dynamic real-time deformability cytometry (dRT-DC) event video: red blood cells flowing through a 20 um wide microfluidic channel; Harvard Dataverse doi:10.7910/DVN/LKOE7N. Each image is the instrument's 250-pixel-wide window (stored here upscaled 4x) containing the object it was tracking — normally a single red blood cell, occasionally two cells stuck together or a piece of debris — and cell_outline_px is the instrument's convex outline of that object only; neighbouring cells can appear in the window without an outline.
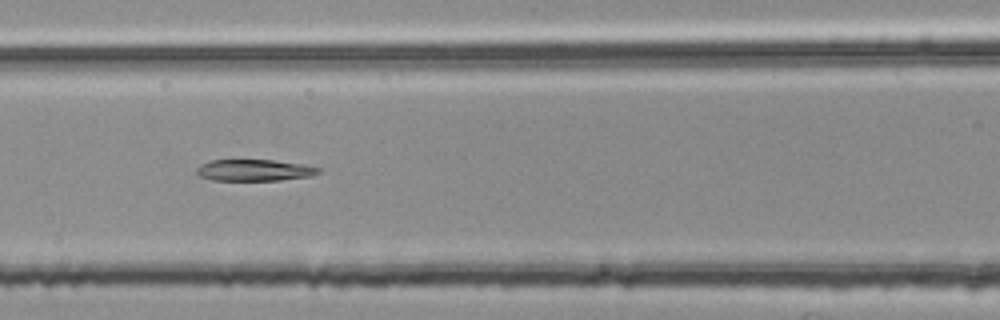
{"species": "common noctule bat (a hibernating species)", "species_latin": "Nyctalus noctula", "temperature_condition": "room temperature", "stored_images_in_passage": 46, "segment_of_instrument_passage": [2, 2], "camera_frame_rate_fps": 3000, "um_per_image_px": 0.085, "animal": {"sex": "female", "body_mass_g": 25.1}, "frame": {"image": 1, "passage_image": 15, "time_ms": 4.667, "image_size_px": [1000, 320], "cell_outline_px": [[320, 172], [312, 176], [280, 180], [212, 180], [200, 176], [196, 172], [196, 168], [200, 164], [212, 160], [272, 160], [304, 164], [320, 168]], "centroid_in_image_um": [21.62, 14.46], "position_along_channel_um": 145.0, "area_um2": 15.26}}
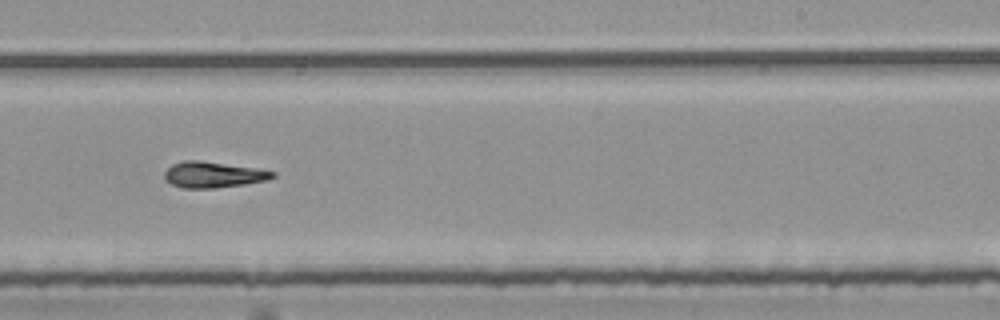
{"frame": {"image": 2, "passage_image": 25, "time_ms": 8.0, "image_size_px": [1000, 320], "cell_outline_px": [[276, 176], [268, 180], [244, 184], [216, 188], [184, 188], [172, 184], [164, 176], [164, 172], [172, 164], [184, 160], [200, 160], [260, 168], [276, 172]], "centroid_in_image_um": [18.17, 14.83], "position_along_channel_um": 270.8, "area_um2": 16.47}}
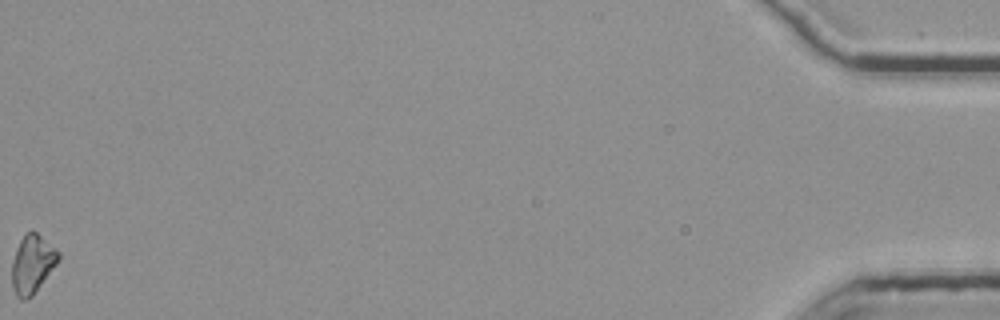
{"frame": {"image": 3, "passage_image": 46, "time_ms": 15.0, "image_size_px": [1000, 320], "cell_outline_px": [[60, 260], [32, 296], [24, 300], [20, 300], [16, 296], [12, 288], [12, 260], [16, 248], [24, 232], [32, 228], [56, 248], [60, 252]], "centroid_in_image_um": [2.75, 22.41], "position_along_channel_um": 432.5, "area_um2": 16.18}}